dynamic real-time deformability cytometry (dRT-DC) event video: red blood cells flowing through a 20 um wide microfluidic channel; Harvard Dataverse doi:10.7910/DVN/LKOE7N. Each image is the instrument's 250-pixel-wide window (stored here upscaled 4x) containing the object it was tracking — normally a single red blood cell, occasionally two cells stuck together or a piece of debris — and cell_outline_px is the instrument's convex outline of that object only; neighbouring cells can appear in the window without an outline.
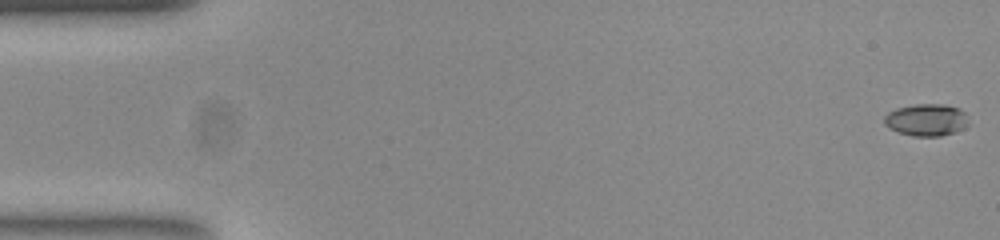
{"species": "common noctule bat (a hibernating species)", "species_latin": "Nyctalus noctula", "temperature_condition": "room temperature", "stored_images_in_passage": 54, "camera_frame_rate_fps": 3000, "um_per_image_px": 0.085, "animal": {"sex": "female", "body_mass_g": 23.0, "forearm_length_mm": 53.4}, "frame": {"image": 1, "passage_image": 1, "time_ms": 0.0, "image_size_px": [1000, 240], "cell_outline_px": [[968, 124], [964, 128], [956, 132], [940, 136], [912, 136], [888, 128], [884, 124], [884, 116], [888, 112], [896, 108], [916, 104], [944, 104], [960, 108], [964, 112], [968, 120]], "centroid_in_image_um": [78.75, 10.19], "position_along_channel_um": 6.3, "area_um2": 15.9}}
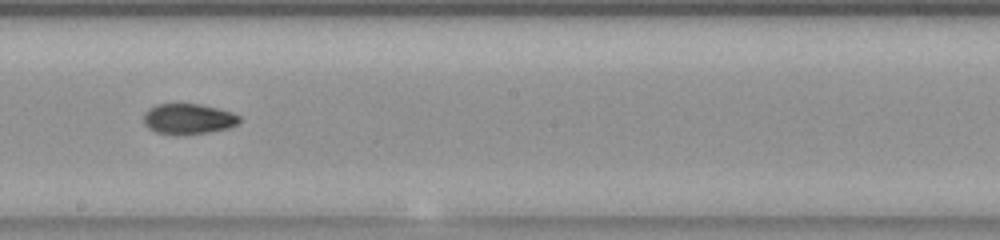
{"frame": {"image": 2, "passage_image": 30, "time_ms": 9.667, "image_size_px": [1000, 240], "cell_outline_px": [[240, 120], [236, 124], [228, 128], [208, 132], [184, 136], [176, 136], [156, 132], [148, 128], [144, 124], [144, 112], [148, 108], [156, 104], [200, 104], [232, 112], [240, 116]], "centroid_in_image_um": [15.96, 10.12], "position_along_channel_um": 232.2, "area_um2": 17.28}}
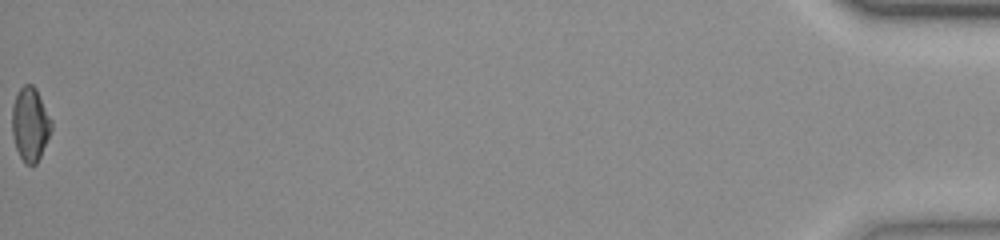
{"frame": {"image": 3, "passage_image": 54, "time_ms": 17.667, "image_size_px": [1000, 240], "cell_outline_px": [[52, 128], [40, 156], [36, 164], [24, 164], [16, 148], [12, 136], [12, 104], [20, 88], [24, 84], [32, 84], [36, 88], [52, 120]], "centroid_in_image_um": [2.56, 10.54], "position_along_channel_um": 432.6, "area_um2": 16.88}, "authors_computed_cell_mechanics": {"area_um2": 16.7331, "velocity_mm_per_s": 3.8465, "shape_relaxation_time_tau1_ms": null, "shape_relaxation_time_tau2_ms": 1.9678, "deformation_change_tau1": null, "deformation_change_tau2": 0.0643}}